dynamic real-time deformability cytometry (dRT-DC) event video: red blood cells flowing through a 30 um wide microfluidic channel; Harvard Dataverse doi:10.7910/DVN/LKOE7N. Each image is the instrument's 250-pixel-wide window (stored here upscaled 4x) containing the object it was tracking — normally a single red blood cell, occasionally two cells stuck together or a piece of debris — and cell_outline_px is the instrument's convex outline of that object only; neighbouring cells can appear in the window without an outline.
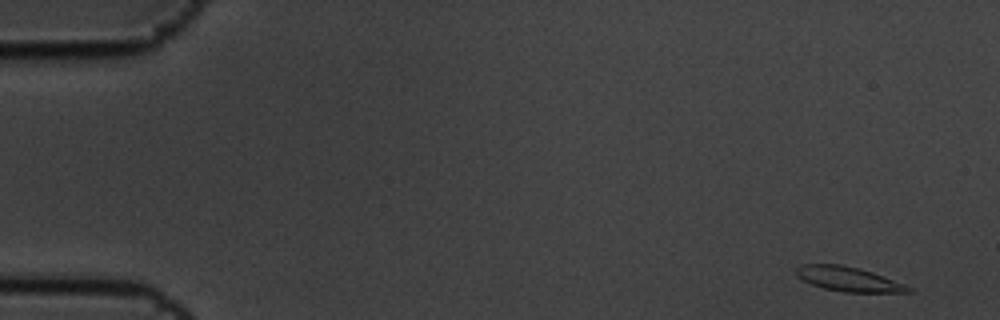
{"species": "common noctule bat (a hibernating species)", "species_latin": "Nyctalus noctula", "temperature_condition": "cold", "stored_images_in_passage": 6, "camera_frame_rate_fps": 3000, "um_per_image_px": 0.085, "animal": {"sex": "male", "body_mass_g": 19.5, "forearm_length_mm": 54.6}, "frame": {"image": 1, "passage_image": 1, "time_ms": 0.0, "image_size_px": [1000, 320], "cell_outline_px": [[916, 292], [844, 292], [824, 288], [812, 284], [796, 276], [796, 268], [800, 264], [840, 264], [872, 272], [904, 284], [912, 288]], "centroid_in_image_um": [72.11, 23.72], "position_along_channel_um": 12.9, "area_um2": 15.84}}
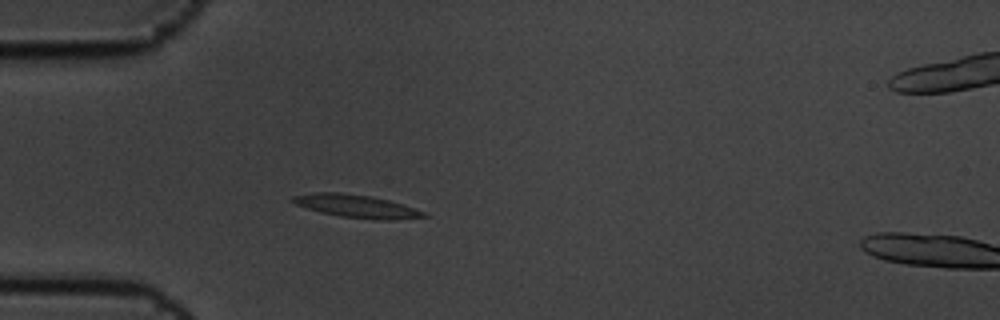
{"frame": {"image": 2, "passage_image": 5, "time_ms": 1.333, "image_size_px": [1000, 320], "cell_outline_px": [[428, 216], [396, 220], [372, 220], [340, 216], [320, 212], [296, 204], [292, 200], [292, 196], [316, 192], [340, 192], [372, 196], [404, 204], [428, 212]], "centroid_in_image_um": [30.39, 17.53], "position_along_channel_um": 54.6, "area_um2": 17.69}}